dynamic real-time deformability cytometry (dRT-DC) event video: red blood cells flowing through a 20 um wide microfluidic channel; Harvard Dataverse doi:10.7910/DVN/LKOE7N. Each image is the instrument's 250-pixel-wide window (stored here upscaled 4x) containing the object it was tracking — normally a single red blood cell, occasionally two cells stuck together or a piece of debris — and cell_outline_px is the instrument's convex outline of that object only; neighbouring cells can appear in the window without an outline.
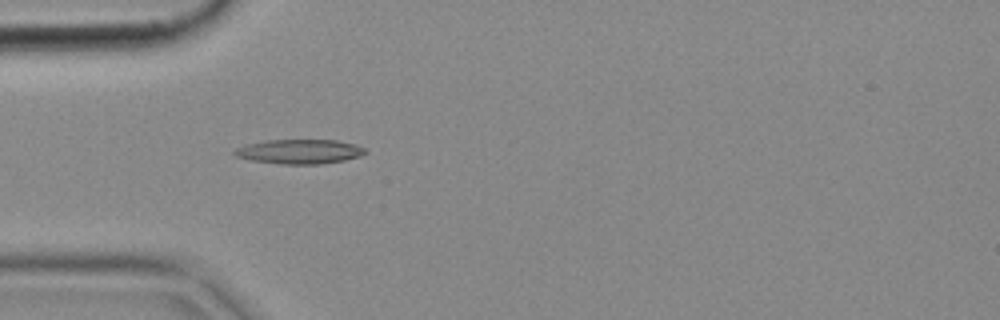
{"species": "common noctule bat (a hibernating species)", "species_latin": "Nyctalus noctula", "temperature_condition": "cold", "stored_images_in_passage": 7, "camera_frame_rate_fps": 3000, "um_per_image_px": 0.085, "animal": {"sex": "female", "body_mass_g": 18.4}, "frame": {"image": 1, "passage_image": 3, "time_ms": 0.667, "image_size_px": [1000, 320], "cell_outline_px": [[368, 152], [360, 156], [344, 160], [320, 164], [280, 164], [252, 160], [236, 156], [232, 152], [236, 148], [244, 144], [268, 140], [336, 140], [356, 144], [364, 148]], "centroid_in_image_um": [25.46, 12.88], "position_along_channel_um": 59.5, "area_um2": 18.67}}
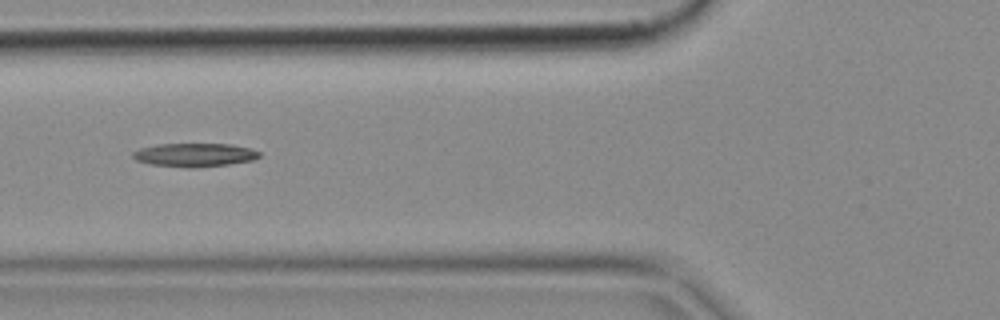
{"frame": {"image": 2, "passage_image": 4, "time_ms": 1.0, "image_size_px": [1000, 320], "cell_outline_px": [[260, 156], [252, 160], [228, 164], [196, 168], [188, 168], [152, 164], [136, 160], [132, 156], [132, 152], [140, 148], [160, 144], [228, 144], [248, 148], [260, 152]], "centroid_in_image_um": [16.52, 13.17], "position_along_channel_um": 109.3, "area_um2": 17.17}}